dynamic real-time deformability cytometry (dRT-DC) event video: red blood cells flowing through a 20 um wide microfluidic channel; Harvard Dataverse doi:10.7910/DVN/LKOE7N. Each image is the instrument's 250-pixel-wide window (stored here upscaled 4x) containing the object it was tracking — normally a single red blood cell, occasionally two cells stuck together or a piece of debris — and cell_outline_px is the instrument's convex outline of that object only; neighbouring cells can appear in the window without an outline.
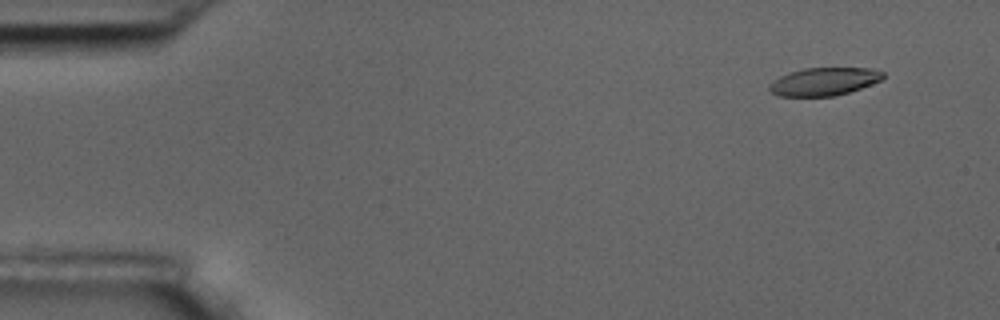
{"species": "common noctule bat (a hibernating species)", "species_latin": "Nyctalus noctula", "temperature_condition": "room temperature", "stored_images_in_passage": 55, "camera_frame_rate_fps": 3000, "um_per_image_px": 0.085, "animal": {"sex": "male", "body_mass_g": 17.5, "forearm_length_mm": 52.3}, "frame": {"image": 1, "passage_image": 3, "time_ms": 0.667, "image_size_px": [1000, 320], "cell_outline_px": [[884, 76], [880, 80], [872, 84], [836, 96], [780, 96], [772, 92], [768, 88], [768, 84], [772, 80], [788, 72], [804, 68], [872, 68], [884, 72]], "centroid_in_image_um": [70.02, 6.92], "position_along_channel_um": 15.0, "area_um2": 18.55}}
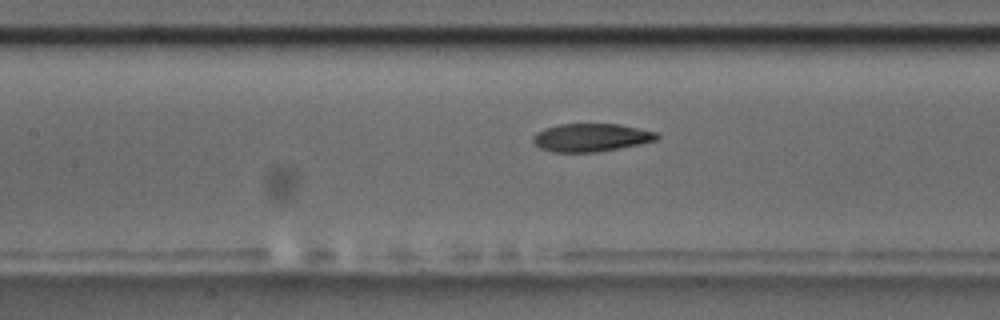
{"frame": {"image": 2, "passage_image": 24, "time_ms": 7.667, "image_size_px": [1000, 320], "cell_outline_px": [[660, 136], [656, 140], [640, 144], [620, 148], [596, 152], [552, 152], [540, 148], [532, 140], [532, 136], [536, 132], [544, 128], [560, 124], [620, 124], [656, 132]], "centroid_in_image_um": [50.22, 11.69], "position_along_channel_um": 157.2, "area_um2": 20.29}}
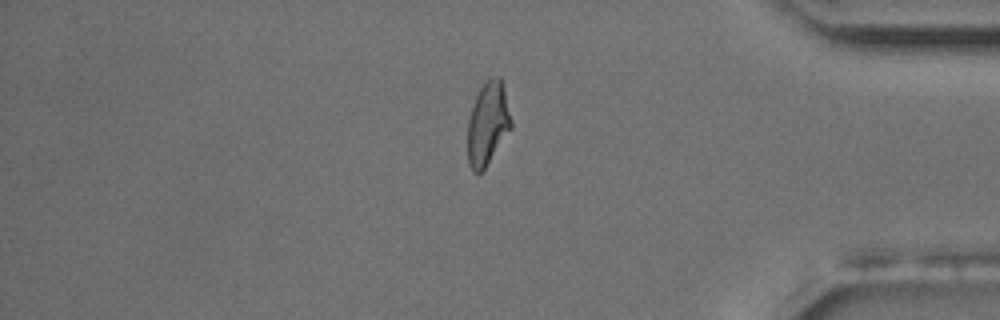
{"frame": {"image": 3, "passage_image": 46, "time_ms": 15.0, "image_size_px": [1000, 320], "cell_outline_px": [[512, 128], [484, 168], [480, 172], [472, 172], [468, 164], [468, 120], [472, 104], [484, 80], [492, 76], [500, 76], [504, 88], [512, 120]], "centroid_in_image_um": [41.46, 10.46], "position_along_channel_um": 393.7, "area_um2": 21.15}, "authors_computed_cell_mechanics": {"area_um2": 20.808, "velocity_mm_per_s": 3.5935, "shape_relaxation_time_tau1_ms": 7.2543, "shape_relaxation_time_tau2_ms": 3.4522, "deformation_change_tau1": 0.2146, "deformation_change_tau2": 0.1}}